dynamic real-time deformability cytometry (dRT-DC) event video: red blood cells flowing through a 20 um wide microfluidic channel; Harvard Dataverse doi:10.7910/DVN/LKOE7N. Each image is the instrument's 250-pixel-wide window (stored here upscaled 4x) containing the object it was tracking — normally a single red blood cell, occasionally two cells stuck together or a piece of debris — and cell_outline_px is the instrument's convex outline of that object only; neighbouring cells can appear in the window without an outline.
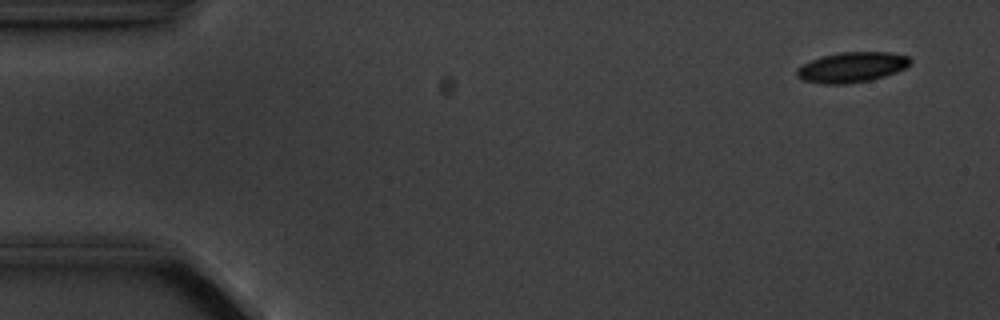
{"species": "common noctule bat (a hibernating species)", "species_latin": "Nyctalus noctula", "temperature_condition": "cold", "stored_images_in_passage": 5, "segment_of_instrument_passage": [2, 2], "camera_frame_rate_fps": 3000, "um_per_image_px": 0.085, "animal": {"sex": "male", "body_mass_g": 20.1, "forearm_length_mm": 53.5}, "frame": {"image": 1, "passage_image": 5, "time_ms": 4.667, "image_size_px": [1000, 320], "cell_outline_px": [[912, 60], [904, 68], [896, 72], [872, 80], [848, 84], [820, 84], [800, 80], [796, 76], [796, 68], [812, 60], [824, 56], [840, 52], [892, 52], [908, 56]], "centroid_in_image_um": [72.38, 5.73], "position_along_channel_um": 12.6, "area_um2": 20.11}}